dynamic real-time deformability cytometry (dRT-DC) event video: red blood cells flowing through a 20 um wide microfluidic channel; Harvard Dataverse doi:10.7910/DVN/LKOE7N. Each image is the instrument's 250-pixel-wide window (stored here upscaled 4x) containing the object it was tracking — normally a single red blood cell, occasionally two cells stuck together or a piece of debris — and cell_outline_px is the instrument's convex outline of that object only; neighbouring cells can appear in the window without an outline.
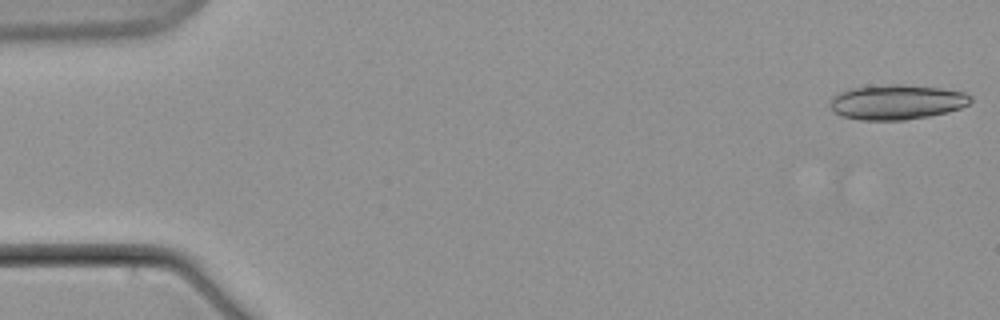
{"species": "common noctule bat (a hibernating species)", "species_latin": "Nyctalus noctula", "temperature_condition": "warm", "stored_images_in_passage": 6, "camera_frame_rate_fps": 3000, "um_per_image_px": 0.085, "animal": {"sex": "male", "body_mass_g": 21.5, "forearm_length_mm": 52.0}, "frame": {"image": 1, "passage_image": 1, "time_ms": 0.0, "image_size_px": [1000, 320], "cell_outline_px": [[972, 100], [968, 104], [960, 108], [948, 112], [928, 116], [904, 120], [860, 120], [840, 116], [832, 112], [828, 104], [832, 96], [840, 92], [852, 88], [888, 84], [904, 84], [940, 88], [964, 92], [972, 96]], "centroid_in_image_um": [76.18, 8.68], "position_along_channel_um": 8.8, "area_um2": 28.84}}